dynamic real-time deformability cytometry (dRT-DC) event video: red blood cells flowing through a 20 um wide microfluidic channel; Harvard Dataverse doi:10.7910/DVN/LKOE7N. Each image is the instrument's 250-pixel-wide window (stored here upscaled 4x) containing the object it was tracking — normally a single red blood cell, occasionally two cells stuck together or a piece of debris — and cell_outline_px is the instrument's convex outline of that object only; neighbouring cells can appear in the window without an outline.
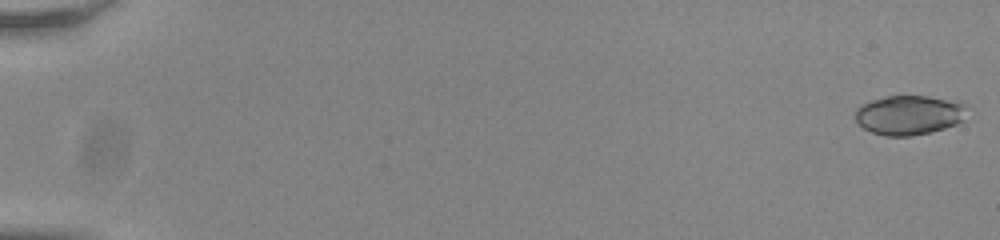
{"species": "common noctule bat (a hibernating species)", "species_latin": "Nyctalus noctula", "temperature_condition": "room temperature", "stored_images_in_passage": 55, "camera_frame_rate_fps": 3000, "um_per_image_px": 0.085, "animal": {"sex": "male", "body_mass_g": 20.0, "forearm_length_mm": 53.3}, "frame": {"image": 1, "passage_image": 1, "time_ms": 0.0, "image_size_px": [1000, 240], "cell_outline_px": [[972, 104], [964, 120], [956, 124], [932, 132], [908, 136], [884, 136], [872, 132], [864, 128], [856, 120], [856, 108], [872, 100], [888, 96], [928, 96], [964, 100]], "centroid_in_image_um": [77.42, 9.75], "position_along_channel_um": 7.6, "area_um2": 26.36}}
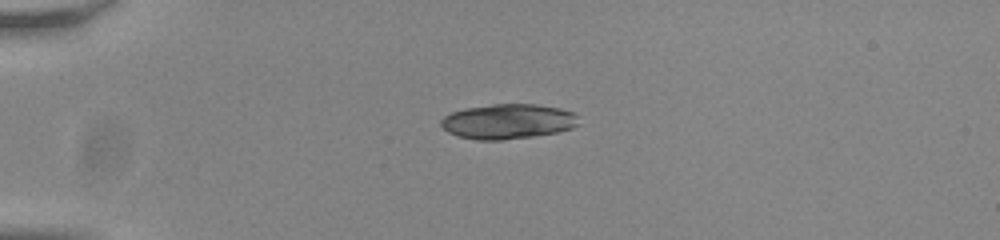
{"frame": {"image": 2, "passage_image": 15, "time_ms": 4.667, "image_size_px": [1000, 240], "cell_outline_px": [[580, 124], [572, 128], [556, 132], [532, 136], [500, 140], [476, 140], [456, 136], [448, 132], [440, 124], [440, 120], [444, 116], [452, 112], [464, 108], [492, 104], [536, 104], [560, 108], [572, 112], [576, 116]], "centroid_in_image_um": [43.15, 10.32], "position_along_channel_um": 41.9, "area_um2": 28.09}, "authors_computed_cell_mechanics": {"area_um2": 25.721, "velocity_mm_per_s": 3.8388, "shape_relaxation_time_tau1_ms": 11.2144, "shape_relaxation_time_tau2_ms": 1.0999, "deformation_change_tau1": 0.1783, "deformation_change_tau2": 0.0794}}